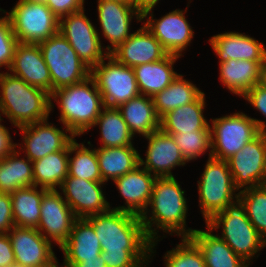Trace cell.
Returning <instances> with one entry per match:
<instances>
[{
	"label": "cell",
	"instance_id": "31",
	"mask_svg": "<svg viewBox=\"0 0 266 267\" xmlns=\"http://www.w3.org/2000/svg\"><path fill=\"white\" fill-rule=\"evenodd\" d=\"M69 145L64 149L32 162L34 186L57 190L68 176Z\"/></svg>",
	"mask_w": 266,
	"mask_h": 267
},
{
	"label": "cell",
	"instance_id": "34",
	"mask_svg": "<svg viewBox=\"0 0 266 267\" xmlns=\"http://www.w3.org/2000/svg\"><path fill=\"white\" fill-rule=\"evenodd\" d=\"M202 93L193 83L183 79V75L179 74L169 86L152 98L156 113L161 119L177 107L194 102Z\"/></svg>",
	"mask_w": 266,
	"mask_h": 267
},
{
	"label": "cell",
	"instance_id": "8",
	"mask_svg": "<svg viewBox=\"0 0 266 267\" xmlns=\"http://www.w3.org/2000/svg\"><path fill=\"white\" fill-rule=\"evenodd\" d=\"M51 76V93L90 76L91 70L80 60L68 40L60 33L38 44Z\"/></svg>",
	"mask_w": 266,
	"mask_h": 267
},
{
	"label": "cell",
	"instance_id": "52",
	"mask_svg": "<svg viewBox=\"0 0 266 267\" xmlns=\"http://www.w3.org/2000/svg\"><path fill=\"white\" fill-rule=\"evenodd\" d=\"M263 83L266 85V67L264 68V73H263Z\"/></svg>",
	"mask_w": 266,
	"mask_h": 267
},
{
	"label": "cell",
	"instance_id": "21",
	"mask_svg": "<svg viewBox=\"0 0 266 267\" xmlns=\"http://www.w3.org/2000/svg\"><path fill=\"white\" fill-rule=\"evenodd\" d=\"M119 63L128 67H136L162 60L168 53L161 43L143 25L136 32L131 33L111 54Z\"/></svg>",
	"mask_w": 266,
	"mask_h": 267
},
{
	"label": "cell",
	"instance_id": "20",
	"mask_svg": "<svg viewBox=\"0 0 266 267\" xmlns=\"http://www.w3.org/2000/svg\"><path fill=\"white\" fill-rule=\"evenodd\" d=\"M157 177L138 165L133 171L122 175L113 182L125 199L126 206L112 209L142 216L151 200L154 181Z\"/></svg>",
	"mask_w": 266,
	"mask_h": 267
},
{
	"label": "cell",
	"instance_id": "54",
	"mask_svg": "<svg viewBox=\"0 0 266 267\" xmlns=\"http://www.w3.org/2000/svg\"><path fill=\"white\" fill-rule=\"evenodd\" d=\"M265 145H266V132H265ZM265 185H266V181H265Z\"/></svg>",
	"mask_w": 266,
	"mask_h": 267
},
{
	"label": "cell",
	"instance_id": "50",
	"mask_svg": "<svg viewBox=\"0 0 266 267\" xmlns=\"http://www.w3.org/2000/svg\"><path fill=\"white\" fill-rule=\"evenodd\" d=\"M24 1H27V2H37V3H45L46 0H24Z\"/></svg>",
	"mask_w": 266,
	"mask_h": 267
},
{
	"label": "cell",
	"instance_id": "27",
	"mask_svg": "<svg viewBox=\"0 0 266 267\" xmlns=\"http://www.w3.org/2000/svg\"><path fill=\"white\" fill-rule=\"evenodd\" d=\"M205 104L203 92L194 102L166 113L160 119V129L164 133L210 131V124L203 115Z\"/></svg>",
	"mask_w": 266,
	"mask_h": 267
},
{
	"label": "cell",
	"instance_id": "26",
	"mask_svg": "<svg viewBox=\"0 0 266 267\" xmlns=\"http://www.w3.org/2000/svg\"><path fill=\"white\" fill-rule=\"evenodd\" d=\"M180 56L168 54L162 60L133 67L140 94L153 97L177 77L173 65Z\"/></svg>",
	"mask_w": 266,
	"mask_h": 267
},
{
	"label": "cell",
	"instance_id": "53",
	"mask_svg": "<svg viewBox=\"0 0 266 267\" xmlns=\"http://www.w3.org/2000/svg\"><path fill=\"white\" fill-rule=\"evenodd\" d=\"M11 267H21L20 265H16V264H14V265H12Z\"/></svg>",
	"mask_w": 266,
	"mask_h": 267
},
{
	"label": "cell",
	"instance_id": "15",
	"mask_svg": "<svg viewBox=\"0 0 266 267\" xmlns=\"http://www.w3.org/2000/svg\"><path fill=\"white\" fill-rule=\"evenodd\" d=\"M23 134L26 158L31 162L45 157L48 154L64 150L74 139L73 135L68 128L60 130L54 125L49 124L48 119L33 124L19 127ZM67 132L70 134L67 135ZM24 148V149H23Z\"/></svg>",
	"mask_w": 266,
	"mask_h": 267
},
{
	"label": "cell",
	"instance_id": "24",
	"mask_svg": "<svg viewBox=\"0 0 266 267\" xmlns=\"http://www.w3.org/2000/svg\"><path fill=\"white\" fill-rule=\"evenodd\" d=\"M220 81L233 94L244 96L255 85L263 82L266 62L228 60L220 63Z\"/></svg>",
	"mask_w": 266,
	"mask_h": 267
},
{
	"label": "cell",
	"instance_id": "33",
	"mask_svg": "<svg viewBox=\"0 0 266 267\" xmlns=\"http://www.w3.org/2000/svg\"><path fill=\"white\" fill-rule=\"evenodd\" d=\"M15 150L0 159V192L12 194L15 190L34 186L33 165L27 158H20ZM31 164V165H30Z\"/></svg>",
	"mask_w": 266,
	"mask_h": 267
},
{
	"label": "cell",
	"instance_id": "23",
	"mask_svg": "<svg viewBox=\"0 0 266 267\" xmlns=\"http://www.w3.org/2000/svg\"><path fill=\"white\" fill-rule=\"evenodd\" d=\"M209 42L219 57V63L232 59L266 62L265 45L244 33H221L212 36Z\"/></svg>",
	"mask_w": 266,
	"mask_h": 267
},
{
	"label": "cell",
	"instance_id": "19",
	"mask_svg": "<svg viewBox=\"0 0 266 267\" xmlns=\"http://www.w3.org/2000/svg\"><path fill=\"white\" fill-rule=\"evenodd\" d=\"M145 138L148 140L146 159L139 156V165L156 177H174L171 170L184 166L186 160L172 135L159 129Z\"/></svg>",
	"mask_w": 266,
	"mask_h": 267
},
{
	"label": "cell",
	"instance_id": "40",
	"mask_svg": "<svg viewBox=\"0 0 266 267\" xmlns=\"http://www.w3.org/2000/svg\"><path fill=\"white\" fill-rule=\"evenodd\" d=\"M17 44L9 16L6 14L0 17V68L6 66L5 68L10 69Z\"/></svg>",
	"mask_w": 266,
	"mask_h": 267
},
{
	"label": "cell",
	"instance_id": "46",
	"mask_svg": "<svg viewBox=\"0 0 266 267\" xmlns=\"http://www.w3.org/2000/svg\"><path fill=\"white\" fill-rule=\"evenodd\" d=\"M2 120L3 118H0V159L14 152L18 146V144L12 142L8 129L1 124Z\"/></svg>",
	"mask_w": 266,
	"mask_h": 267
},
{
	"label": "cell",
	"instance_id": "45",
	"mask_svg": "<svg viewBox=\"0 0 266 267\" xmlns=\"http://www.w3.org/2000/svg\"><path fill=\"white\" fill-rule=\"evenodd\" d=\"M15 264V255L8 233L0 234V267H11Z\"/></svg>",
	"mask_w": 266,
	"mask_h": 267
},
{
	"label": "cell",
	"instance_id": "16",
	"mask_svg": "<svg viewBox=\"0 0 266 267\" xmlns=\"http://www.w3.org/2000/svg\"><path fill=\"white\" fill-rule=\"evenodd\" d=\"M104 182H94L78 177L67 176L59 189L77 218H87L104 213L111 207L102 191Z\"/></svg>",
	"mask_w": 266,
	"mask_h": 267
},
{
	"label": "cell",
	"instance_id": "10",
	"mask_svg": "<svg viewBox=\"0 0 266 267\" xmlns=\"http://www.w3.org/2000/svg\"><path fill=\"white\" fill-rule=\"evenodd\" d=\"M90 75L96 82L104 106L118 108L140 94L133 68L119 63L110 54L91 70Z\"/></svg>",
	"mask_w": 266,
	"mask_h": 267
},
{
	"label": "cell",
	"instance_id": "43",
	"mask_svg": "<svg viewBox=\"0 0 266 267\" xmlns=\"http://www.w3.org/2000/svg\"><path fill=\"white\" fill-rule=\"evenodd\" d=\"M45 4L59 19L84 8V0H46Z\"/></svg>",
	"mask_w": 266,
	"mask_h": 267
},
{
	"label": "cell",
	"instance_id": "51",
	"mask_svg": "<svg viewBox=\"0 0 266 267\" xmlns=\"http://www.w3.org/2000/svg\"><path fill=\"white\" fill-rule=\"evenodd\" d=\"M114 1L125 2V3L132 4L133 5V0H114Z\"/></svg>",
	"mask_w": 266,
	"mask_h": 267
},
{
	"label": "cell",
	"instance_id": "49",
	"mask_svg": "<svg viewBox=\"0 0 266 267\" xmlns=\"http://www.w3.org/2000/svg\"><path fill=\"white\" fill-rule=\"evenodd\" d=\"M58 259L56 258L53 262H51L50 264H48L47 266L44 267H58Z\"/></svg>",
	"mask_w": 266,
	"mask_h": 267
},
{
	"label": "cell",
	"instance_id": "41",
	"mask_svg": "<svg viewBox=\"0 0 266 267\" xmlns=\"http://www.w3.org/2000/svg\"><path fill=\"white\" fill-rule=\"evenodd\" d=\"M107 267H145L151 253H106L101 252ZM146 264V265H145Z\"/></svg>",
	"mask_w": 266,
	"mask_h": 267
},
{
	"label": "cell",
	"instance_id": "39",
	"mask_svg": "<svg viewBox=\"0 0 266 267\" xmlns=\"http://www.w3.org/2000/svg\"><path fill=\"white\" fill-rule=\"evenodd\" d=\"M167 134L172 135L186 162L197 159L207 149H212L211 131Z\"/></svg>",
	"mask_w": 266,
	"mask_h": 267
},
{
	"label": "cell",
	"instance_id": "7",
	"mask_svg": "<svg viewBox=\"0 0 266 267\" xmlns=\"http://www.w3.org/2000/svg\"><path fill=\"white\" fill-rule=\"evenodd\" d=\"M212 126V127H211ZM212 149L209 157L227 160L261 131L266 132V124L243 112H235L220 118H213L210 125Z\"/></svg>",
	"mask_w": 266,
	"mask_h": 267
},
{
	"label": "cell",
	"instance_id": "6",
	"mask_svg": "<svg viewBox=\"0 0 266 267\" xmlns=\"http://www.w3.org/2000/svg\"><path fill=\"white\" fill-rule=\"evenodd\" d=\"M197 182L199 206L205 222L216 213L238 203L239 194L235 193L238 189L234 185L227 160L209 157L201 179Z\"/></svg>",
	"mask_w": 266,
	"mask_h": 267
},
{
	"label": "cell",
	"instance_id": "48",
	"mask_svg": "<svg viewBox=\"0 0 266 267\" xmlns=\"http://www.w3.org/2000/svg\"><path fill=\"white\" fill-rule=\"evenodd\" d=\"M158 1L160 0H133V6L143 15L145 12L152 10Z\"/></svg>",
	"mask_w": 266,
	"mask_h": 267
},
{
	"label": "cell",
	"instance_id": "32",
	"mask_svg": "<svg viewBox=\"0 0 266 267\" xmlns=\"http://www.w3.org/2000/svg\"><path fill=\"white\" fill-rule=\"evenodd\" d=\"M31 186L15 190L10 194L14 224L18 227L36 228L40 221L41 200L47 189Z\"/></svg>",
	"mask_w": 266,
	"mask_h": 267
},
{
	"label": "cell",
	"instance_id": "5",
	"mask_svg": "<svg viewBox=\"0 0 266 267\" xmlns=\"http://www.w3.org/2000/svg\"><path fill=\"white\" fill-rule=\"evenodd\" d=\"M206 225L212 230L222 226L220 238L249 265L252 257L266 247V241L258 234L239 202L216 213Z\"/></svg>",
	"mask_w": 266,
	"mask_h": 267
},
{
	"label": "cell",
	"instance_id": "18",
	"mask_svg": "<svg viewBox=\"0 0 266 267\" xmlns=\"http://www.w3.org/2000/svg\"><path fill=\"white\" fill-rule=\"evenodd\" d=\"M97 10L102 35L111 43V46L106 47L108 54L130 37V25L134 16L138 22L142 21V15L136 8L125 2L98 0Z\"/></svg>",
	"mask_w": 266,
	"mask_h": 267
},
{
	"label": "cell",
	"instance_id": "3",
	"mask_svg": "<svg viewBox=\"0 0 266 267\" xmlns=\"http://www.w3.org/2000/svg\"><path fill=\"white\" fill-rule=\"evenodd\" d=\"M0 93V113L14 126L19 128L48 119L51 99L47 91L31 86L9 72H2Z\"/></svg>",
	"mask_w": 266,
	"mask_h": 267
},
{
	"label": "cell",
	"instance_id": "4",
	"mask_svg": "<svg viewBox=\"0 0 266 267\" xmlns=\"http://www.w3.org/2000/svg\"><path fill=\"white\" fill-rule=\"evenodd\" d=\"M50 99L51 111L54 99L61 113L59 120L75 136L90 130L104 107L102 96L91 75L79 83L53 91Z\"/></svg>",
	"mask_w": 266,
	"mask_h": 267
},
{
	"label": "cell",
	"instance_id": "13",
	"mask_svg": "<svg viewBox=\"0 0 266 267\" xmlns=\"http://www.w3.org/2000/svg\"><path fill=\"white\" fill-rule=\"evenodd\" d=\"M59 190H48L42 197L40 221L37 230L51 243L61 248L72 231L77 219ZM43 232V233H42Z\"/></svg>",
	"mask_w": 266,
	"mask_h": 267
},
{
	"label": "cell",
	"instance_id": "17",
	"mask_svg": "<svg viewBox=\"0 0 266 267\" xmlns=\"http://www.w3.org/2000/svg\"><path fill=\"white\" fill-rule=\"evenodd\" d=\"M15 255V264L21 267H44L57 257L52 243L36 228L14 226L8 233Z\"/></svg>",
	"mask_w": 266,
	"mask_h": 267
},
{
	"label": "cell",
	"instance_id": "36",
	"mask_svg": "<svg viewBox=\"0 0 266 267\" xmlns=\"http://www.w3.org/2000/svg\"><path fill=\"white\" fill-rule=\"evenodd\" d=\"M75 152V155L70 158ZM68 176L78 177L94 182H103L96 149H90L74 139L69 144Z\"/></svg>",
	"mask_w": 266,
	"mask_h": 267
},
{
	"label": "cell",
	"instance_id": "22",
	"mask_svg": "<svg viewBox=\"0 0 266 267\" xmlns=\"http://www.w3.org/2000/svg\"><path fill=\"white\" fill-rule=\"evenodd\" d=\"M9 71L27 84L51 94L50 72L38 44L18 42Z\"/></svg>",
	"mask_w": 266,
	"mask_h": 267
},
{
	"label": "cell",
	"instance_id": "11",
	"mask_svg": "<svg viewBox=\"0 0 266 267\" xmlns=\"http://www.w3.org/2000/svg\"><path fill=\"white\" fill-rule=\"evenodd\" d=\"M84 8L59 19V32L68 40L80 60L90 70L108 56L102 48L100 34L84 14Z\"/></svg>",
	"mask_w": 266,
	"mask_h": 267
},
{
	"label": "cell",
	"instance_id": "28",
	"mask_svg": "<svg viewBox=\"0 0 266 267\" xmlns=\"http://www.w3.org/2000/svg\"><path fill=\"white\" fill-rule=\"evenodd\" d=\"M131 134L148 137L160 129V118L156 113L152 97L139 94L118 107Z\"/></svg>",
	"mask_w": 266,
	"mask_h": 267
},
{
	"label": "cell",
	"instance_id": "37",
	"mask_svg": "<svg viewBox=\"0 0 266 267\" xmlns=\"http://www.w3.org/2000/svg\"><path fill=\"white\" fill-rule=\"evenodd\" d=\"M238 194V202L247 218L266 241V185L244 188Z\"/></svg>",
	"mask_w": 266,
	"mask_h": 267
},
{
	"label": "cell",
	"instance_id": "38",
	"mask_svg": "<svg viewBox=\"0 0 266 267\" xmlns=\"http://www.w3.org/2000/svg\"><path fill=\"white\" fill-rule=\"evenodd\" d=\"M164 259L166 267H205L203 253L190 237H182V242L167 251Z\"/></svg>",
	"mask_w": 266,
	"mask_h": 267
},
{
	"label": "cell",
	"instance_id": "29",
	"mask_svg": "<svg viewBox=\"0 0 266 267\" xmlns=\"http://www.w3.org/2000/svg\"><path fill=\"white\" fill-rule=\"evenodd\" d=\"M206 227L207 231L196 229L190 236L203 253L205 267L249 266L220 236L213 235V230L209 226Z\"/></svg>",
	"mask_w": 266,
	"mask_h": 267
},
{
	"label": "cell",
	"instance_id": "44",
	"mask_svg": "<svg viewBox=\"0 0 266 267\" xmlns=\"http://www.w3.org/2000/svg\"><path fill=\"white\" fill-rule=\"evenodd\" d=\"M257 111L266 116V85L261 82L251 88L244 96Z\"/></svg>",
	"mask_w": 266,
	"mask_h": 267
},
{
	"label": "cell",
	"instance_id": "47",
	"mask_svg": "<svg viewBox=\"0 0 266 267\" xmlns=\"http://www.w3.org/2000/svg\"><path fill=\"white\" fill-rule=\"evenodd\" d=\"M62 267H107L105 260L100 254L99 257L84 259L79 263H63Z\"/></svg>",
	"mask_w": 266,
	"mask_h": 267
},
{
	"label": "cell",
	"instance_id": "2",
	"mask_svg": "<svg viewBox=\"0 0 266 267\" xmlns=\"http://www.w3.org/2000/svg\"><path fill=\"white\" fill-rule=\"evenodd\" d=\"M93 226L106 253H151L152 241L147 237L141 217L109 209L86 218Z\"/></svg>",
	"mask_w": 266,
	"mask_h": 267
},
{
	"label": "cell",
	"instance_id": "25",
	"mask_svg": "<svg viewBox=\"0 0 266 267\" xmlns=\"http://www.w3.org/2000/svg\"><path fill=\"white\" fill-rule=\"evenodd\" d=\"M63 263H79L84 259L99 257L102 249L92 224L86 218H77L68 241L60 248Z\"/></svg>",
	"mask_w": 266,
	"mask_h": 267
},
{
	"label": "cell",
	"instance_id": "35",
	"mask_svg": "<svg viewBox=\"0 0 266 267\" xmlns=\"http://www.w3.org/2000/svg\"><path fill=\"white\" fill-rule=\"evenodd\" d=\"M99 125L103 148L133 146V135L118 108L104 106L93 127Z\"/></svg>",
	"mask_w": 266,
	"mask_h": 267
},
{
	"label": "cell",
	"instance_id": "9",
	"mask_svg": "<svg viewBox=\"0 0 266 267\" xmlns=\"http://www.w3.org/2000/svg\"><path fill=\"white\" fill-rule=\"evenodd\" d=\"M9 16L13 33L18 42L39 44L59 32V18L45 3L19 0Z\"/></svg>",
	"mask_w": 266,
	"mask_h": 267
},
{
	"label": "cell",
	"instance_id": "12",
	"mask_svg": "<svg viewBox=\"0 0 266 267\" xmlns=\"http://www.w3.org/2000/svg\"><path fill=\"white\" fill-rule=\"evenodd\" d=\"M235 187L239 190L265 185L266 145L265 132H260L236 154L227 159Z\"/></svg>",
	"mask_w": 266,
	"mask_h": 267
},
{
	"label": "cell",
	"instance_id": "14",
	"mask_svg": "<svg viewBox=\"0 0 266 267\" xmlns=\"http://www.w3.org/2000/svg\"><path fill=\"white\" fill-rule=\"evenodd\" d=\"M183 10H173L161 19H153L152 10L142 15V20L147 17L144 23L145 27L161 43L162 47L168 54L182 56V52L191 43L194 32L184 16Z\"/></svg>",
	"mask_w": 266,
	"mask_h": 267
},
{
	"label": "cell",
	"instance_id": "30",
	"mask_svg": "<svg viewBox=\"0 0 266 267\" xmlns=\"http://www.w3.org/2000/svg\"><path fill=\"white\" fill-rule=\"evenodd\" d=\"M98 165L103 182L115 180L139 165L140 154L134 146L99 147L96 149Z\"/></svg>",
	"mask_w": 266,
	"mask_h": 267
},
{
	"label": "cell",
	"instance_id": "1",
	"mask_svg": "<svg viewBox=\"0 0 266 267\" xmlns=\"http://www.w3.org/2000/svg\"><path fill=\"white\" fill-rule=\"evenodd\" d=\"M185 191L175 177H157L154 181L151 200L148 207L141 216V221L147 237L152 241L151 256L153 248L157 245V228L163 232L177 233L182 237H190L196 229H186L187 202L184 197ZM149 210V211H148ZM152 210V211H150ZM151 212L149 215L148 213ZM149 215V217H148ZM157 227V228H154ZM157 231V232H156Z\"/></svg>",
	"mask_w": 266,
	"mask_h": 267
},
{
	"label": "cell",
	"instance_id": "42",
	"mask_svg": "<svg viewBox=\"0 0 266 267\" xmlns=\"http://www.w3.org/2000/svg\"><path fill=\"white\" fill-rule=\"evenodd\" d=\"M14 226L11 196L0 192V234L8 233Z\"/></svg>",
	"mask_w": 266,
	"mask_h": 267
}]
</instances>
